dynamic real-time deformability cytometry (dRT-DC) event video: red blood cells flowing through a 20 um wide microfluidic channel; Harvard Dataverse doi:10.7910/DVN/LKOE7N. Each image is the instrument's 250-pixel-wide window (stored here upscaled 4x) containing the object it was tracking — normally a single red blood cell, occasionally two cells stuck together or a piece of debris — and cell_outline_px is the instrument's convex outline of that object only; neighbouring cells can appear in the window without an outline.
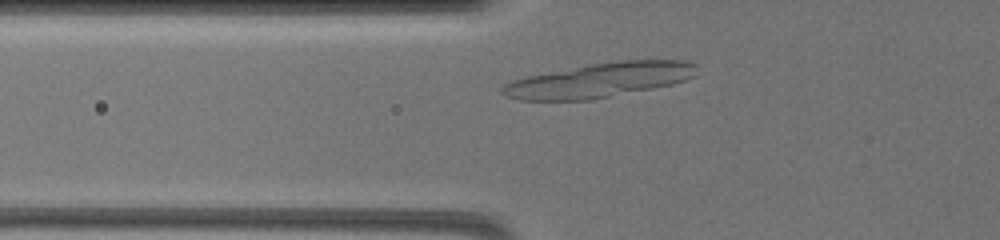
{"species": "common noctule bat (a hibernating species)", "species_latin": "Nyctalus noctula", "temperature_condition": "warm", "stored_images_in_passage": 19, "camera_frame_rate_fps": 3000, "um_per_image_px": 0.085, "animal": {"sex": "female", "body_mass_g": 19.5, "forearm_length_mm": 54.1}, "frame": {"image": 1, "passage_image": 6, "time_ms": 1.333, "image_size_px": [1000, 240], "cell_outline_px": [[696, 76], [672, 84], [592, 100], [520, 100], [508, 96], [500, 92], [500, 88], [504, 84], [512, 80], [524, 76], [592, 64], [616, 60], [684, 60], [696, 64]], "centroid_in_image_um": [50.94, 6.81], "position_along_channel_um": 74.9, "area_um2": 39.02}}